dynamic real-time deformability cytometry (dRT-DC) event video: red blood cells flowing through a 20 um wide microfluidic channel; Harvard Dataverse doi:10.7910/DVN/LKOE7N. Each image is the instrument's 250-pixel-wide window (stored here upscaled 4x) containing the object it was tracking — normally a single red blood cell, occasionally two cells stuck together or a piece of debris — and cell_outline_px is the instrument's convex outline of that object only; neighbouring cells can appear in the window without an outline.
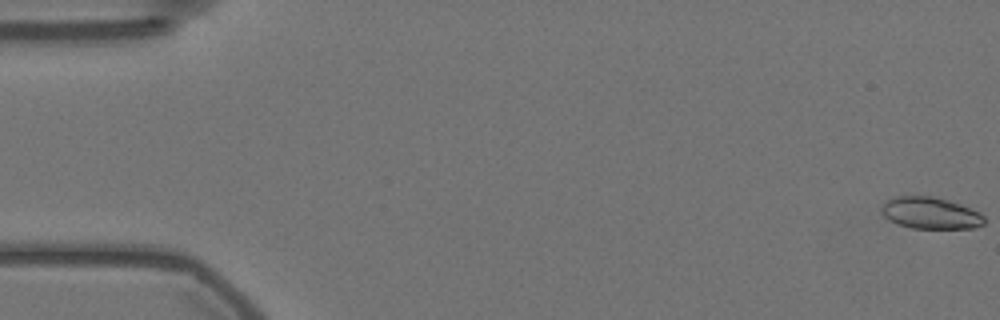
{"species": "Egyptian fruit bat (a non-hibernating species)", "species_latin": "Rousettus aegyptiacus", "temperature_condition": "warm", "stored_images_in_passage": 58, "segment_of_instrument_passage": [1, 2], "camera_frame_rate_fps": 3000, "um_per_image_px": 0.085, "animal": {"sex": "female"}, "frame": {"image": 1, "passage_image": 1, "time_ms": 0.0, "image_size_px": [1000, 320], "cell_outline_px": [[984, 224], [976, 228], [912, 228], [896, 224], [888, 220], [880, 212], [880, 204], [884, 200], [896, 196], [932, 196], [948, 200], [960, 204], [980, 212], [984, 216]], "centroid_in_image_um": [79.03, 18.1], "position_along_channel_um": 6.0, "area_um2": 19.31}}
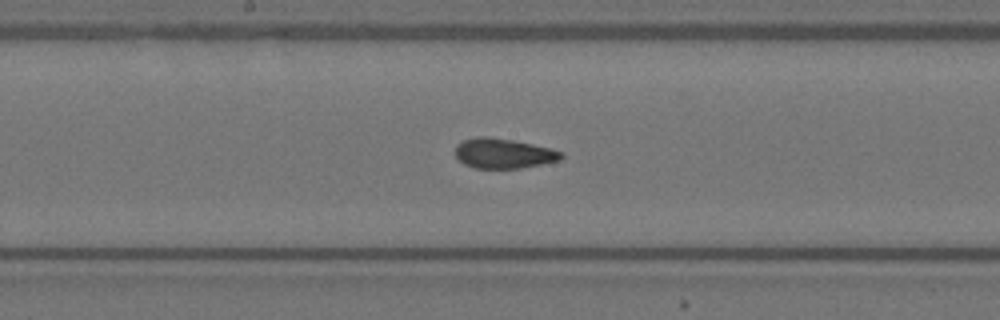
{"frame": {"image": 2, "passage_image": 30, "time_ms": 9.667, "image_size_px": [1000, 320], "cell_outline_px": [[564, 156], [560, 160], [520, 168], [476, 168], [464, 164], [456, 156], [456, 144], [464, 140], [476, 136], [488, 136], [512, 140], [552, 148], [560, 152]], "centroid_in_image_um": [42.78, 13.03], "position_along_channel_um": 205.4, "area_um2": 18.38}}
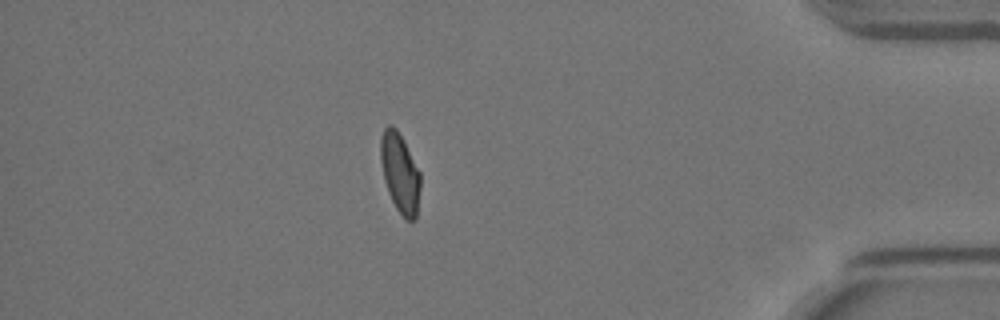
{"frame": {"image": 3, "passage_image": 50, "time_ms": 16.333, "image_size_px": [1000, 320], "cell_outline_px": [[420, 188], [416, 220], [408, 220], [396, 208], [388, 192], [384, 180], [380, 160], [380, 136], [384, 128], [388, 124], [392, 124], [396, 128], [404, 140], [420, 172]], "centroid_in_image_um": [33.99, 14.65], "position_along_channel_um": 401.2, "area_um2": 18.55}}